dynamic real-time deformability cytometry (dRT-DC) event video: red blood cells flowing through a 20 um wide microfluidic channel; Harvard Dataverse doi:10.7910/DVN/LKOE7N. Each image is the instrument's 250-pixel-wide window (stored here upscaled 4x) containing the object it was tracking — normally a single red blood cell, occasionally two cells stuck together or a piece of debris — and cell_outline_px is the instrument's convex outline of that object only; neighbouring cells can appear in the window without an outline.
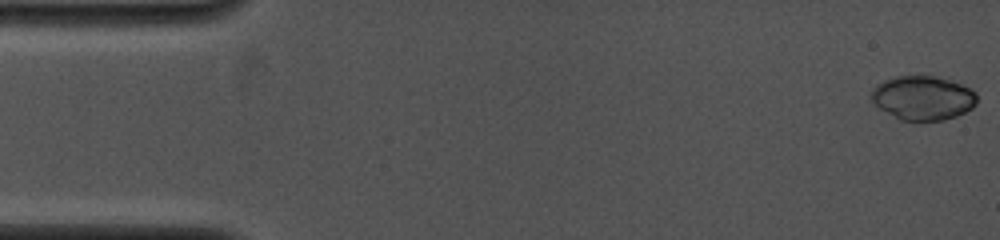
{"species": "common noctule bat (a hibernating species)", "species_latin": "Nyctalus noctula", "temperature_condition": "cold", "stored_images_in_passage": 9, "camera_frame_rate_fps": 4000, "um_per_image_px": 0.085, "animal": {"sex": "female", "body_mass_g": 19.0, "forearm_length_mm": 53.3}, "frame": {"image": 1, "passage_image": 1, "time_ms": 0.0, "image_size_px": [1000, 240], "cell_outline_px": [[976, 104], [972, 108], [956, 116], [944, 120], [900, 120], [880, 108], [868, 96], [872, 88], [876, 84], [884, 80], [896, 76], [936, 76], [960, 84], [976, 92]], "centroid_in_image_um": [78.41, 8.32], "position_along_channel_um": 6.6, "area_um2": 27.05}}
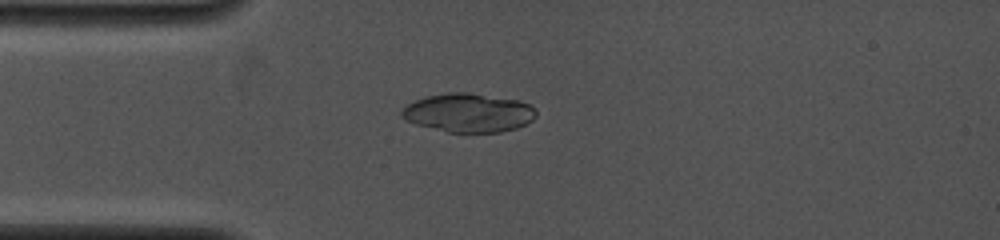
{"frame": {"image": 2, "passage_image": 7, "time_ms": 3.75, "image_size_px": [1000, 240], "cell_outline_px": [[536, 116], [532, 120], [516, 128], [500, 132], [448, 132], [416, 124], [400, 116], [400, 112], [408, 104], [416, 100], [428, 96], [448, 92], [468, 92], [516, 100], [528, 104], [536, 108]], "centroid_in_image_um": [39.82, 9.58], "position_along_channel_um": 45.2, "area_um2": 30.06}}